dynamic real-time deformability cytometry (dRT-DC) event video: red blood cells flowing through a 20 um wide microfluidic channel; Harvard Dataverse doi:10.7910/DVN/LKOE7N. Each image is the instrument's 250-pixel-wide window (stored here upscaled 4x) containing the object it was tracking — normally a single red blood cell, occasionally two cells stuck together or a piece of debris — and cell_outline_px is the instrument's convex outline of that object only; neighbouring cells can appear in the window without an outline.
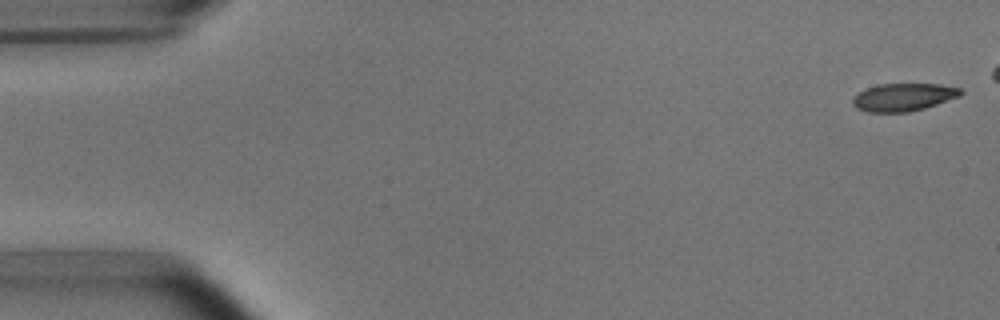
{"species": "common noctule bat (a hibernating species)", "species_latin": "Nyctalus noctula", "temperature_condition": "room temperature", "stored_images_in_passage": 7, "segment_of_instrument_passage": [2, 2], "camera_frame_rate_fps": 3000, "um_per_image_px": 0.085, "animal": {"sex": "male", "body_mass_g": 15.6}, "frame": {"image": 1, "passage_image": 7, "time_ms": 8.0, "image_size_px": [1000, 320], "cell_outline_px": [[964, 92], [960, 96], [924, 108], [908, 112], [868, 112], [856, 108], [852, 104], [852, 96], [868, 88], [880, 84], [940, 84], [960, 88]], "centroid_in_image_um": [76.78, 8.26], "position_along_channel_um": 8.2, "area_um2": 17.4}}